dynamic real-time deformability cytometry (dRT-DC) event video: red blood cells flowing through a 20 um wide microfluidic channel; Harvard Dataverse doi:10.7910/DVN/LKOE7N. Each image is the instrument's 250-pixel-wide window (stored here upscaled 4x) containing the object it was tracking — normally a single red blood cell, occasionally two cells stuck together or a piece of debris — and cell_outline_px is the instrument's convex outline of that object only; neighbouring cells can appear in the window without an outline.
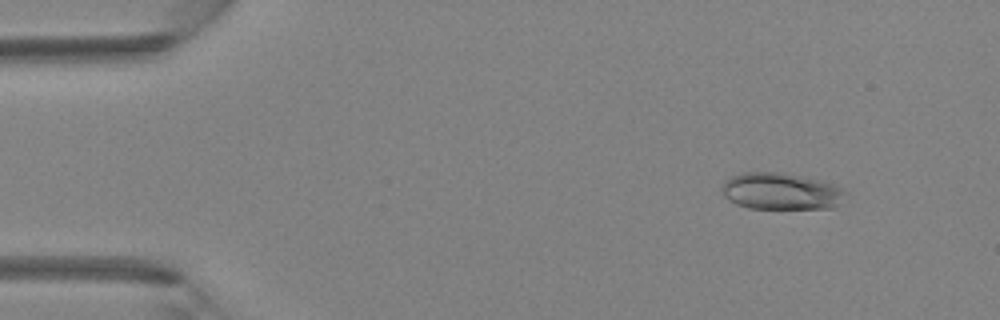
{"species": "Egyptian fruit bat (a non-hibernating species)", "species_latin": "Rousettus aegyptiacus", "temperature_condition": "room temperature", "stored_images_in_passage": 44, "camera_frame_rate_fps": 3000, "um_per_image_px": 0.085, "animal": {"sex": "female"}, "frame": {"image": 1, "passage_image": 5, "time_ms": 1.333, "image_size_px": [1000, 320], "cell_outline_px": [[848, 192], [832, 208], [748, 208], [736, 204], [728, 200], [720, 192], [720, 188], [724, 180], [740, 172], [784, 172], [820, 180], [832, 184]], "centroid_in_image_um": [66.3, 16.24], "position_along_channel_um": 18.7, "area_um2": 26.59}}
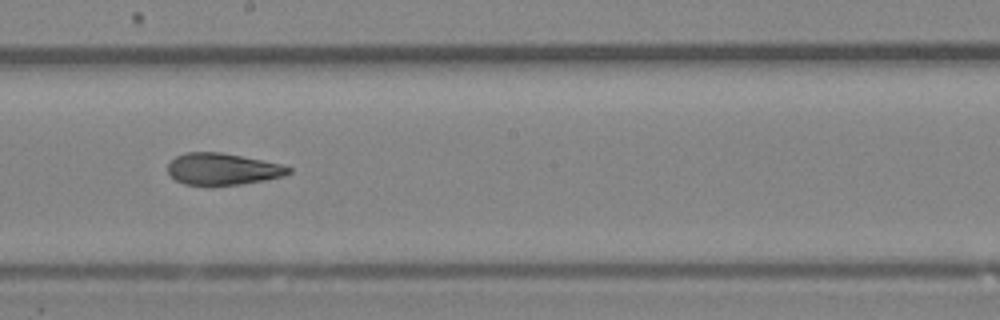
{"frame": {"image": 2, "passage_image": 25, "time_ms": 8.0, "image_size_px": [1000, 320], "cell_outline_px": [[292, 172], [284, 176], [264, 180], [240, 184], [184, 184], [176, 180], [168, 172], [168, 164], [176, 156], [188, 152], [220, 152], [280, 164], [292, 168]], "centroid_in_image_um": [18.93, 14.36], "position_along_channel_um": 229.3, "area_um2": 21.85}}
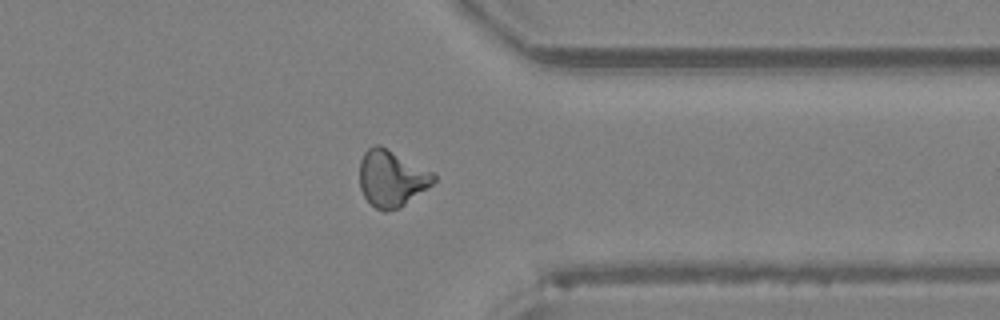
{"frame": {"image": 3, "passage_image": 35, "time_ms": 11.333, "image_size_px": [1000, 320], "cell_outline_px": [[436, 180], [432, 184], [400, 208], [384, 212], [376, 208], [364, 196], [360, 188], [360, 160], [364, 152], [368, 148], [376, 144], [380, 144], [432, 172], [436, 176]], "centroid_in_image_um": [33.26, 15.16], "position_along_channel_um": 378.1, "area_um2": 24.22}}